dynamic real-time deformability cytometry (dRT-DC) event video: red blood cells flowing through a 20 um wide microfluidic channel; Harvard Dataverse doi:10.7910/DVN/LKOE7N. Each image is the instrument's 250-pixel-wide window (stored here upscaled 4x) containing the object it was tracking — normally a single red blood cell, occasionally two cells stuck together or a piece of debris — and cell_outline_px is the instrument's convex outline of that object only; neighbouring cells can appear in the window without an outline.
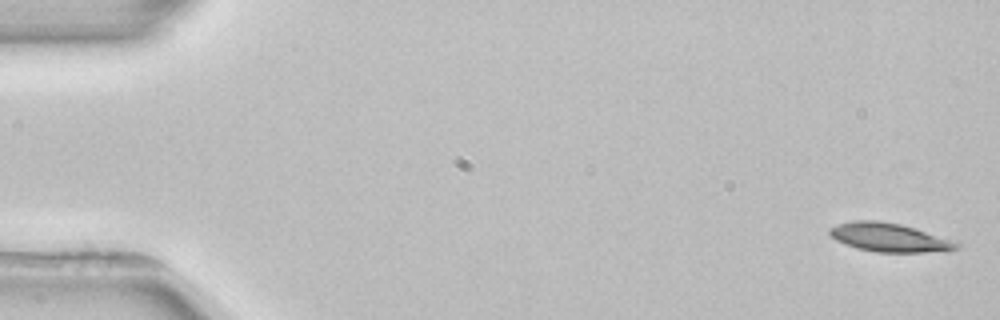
{"species": "common noctule bat (a hibernating species)", "species_latin": "Nyctalus noctula", "temperature_condition": "room temperature", "stored_images_in_passage": 4, "camera_frame_rate_fps": 3000, "um_per_image_px": 0.085, "animal": {"sex": "female", "body_mass_g": 22.7, "forearm_length_mm": 54.2}, "frame": {"image": 1, "passage_image": 1, "time_ms": 0.0, "image_size_px": [1000, 320], "cell_outline_px": [[964, 244], [960, 248], [924, 252], [876, 252], [856, 248], [844, 244], [836, 240], [828, 232], [828, 228], [840, 224], [856, 220], [876, 220], [900, 224]], "centroid_in_image_um": [75.55, 20.19], "position_along_channel_um": 9.4, "area_um2": 20.87}}
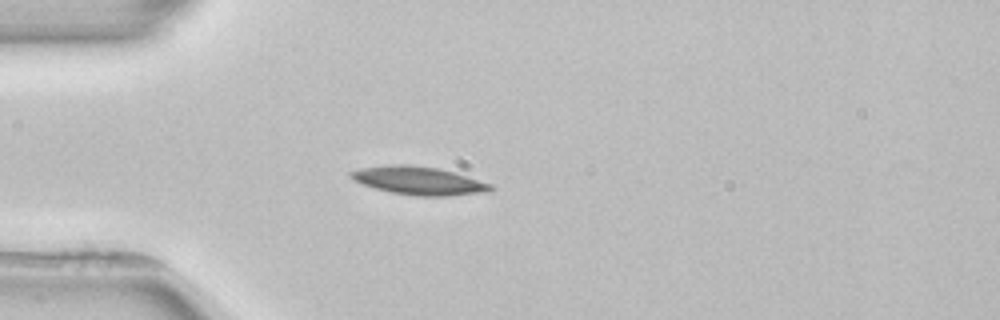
{"frame": {"image": 2, "passage_image": 4, "time_ms": 4.333, "image_size_px": [1000, 320], "cell_outline_px": [[496, 188], [488, 192], [448, 196], [416, 196], [392, 192], [360, 184], [352, 180], [348, 176], [348, 172], [360, 168], [388, 164], [404, 164], [440, 168], [492, 184]], "centroid_in_image_um": [35.57, 15.35], "position_along_channel_um": 49.4, "area_um2": 23.18}}